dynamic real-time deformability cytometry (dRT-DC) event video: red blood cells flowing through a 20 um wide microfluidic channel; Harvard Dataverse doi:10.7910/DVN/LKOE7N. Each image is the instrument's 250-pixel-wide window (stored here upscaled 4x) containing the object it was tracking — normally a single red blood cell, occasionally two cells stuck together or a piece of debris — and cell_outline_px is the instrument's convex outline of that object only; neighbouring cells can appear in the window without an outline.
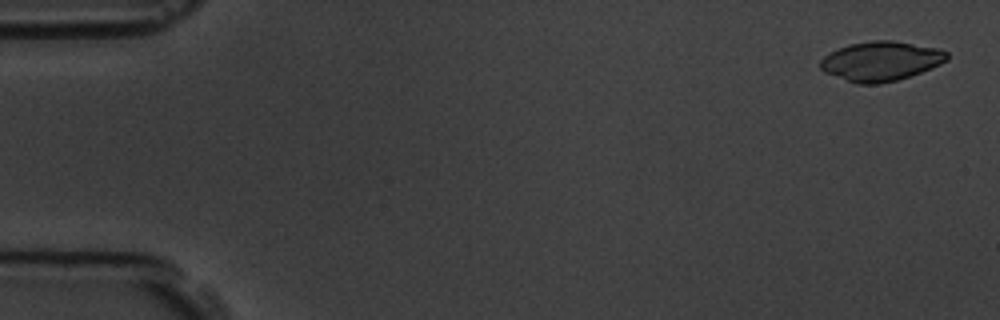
{"species": "common noctule bat (a hibernating species)", "species_latin": "Nyctalus noctula", "temperature_condition": "room temperature", "stored_images_in_passage": 5, "camera_frame_rate_fps": 3000, "um_per_image_px": 0.085, "animal": {"sex": "male", "body_mass_g": 19.5, "forearm_length_mm": 54.6}, "frame": {"image": 1, "passage_image": 1, "time_ms": 0.0, "image_size_px": [1000, 320], "cell_outline_px": [[948, 60], [940, 64], [920, 72], [896, 80], [880, 84], [856, 84], [824, 72], [820, 68], [820, 60], [824, 56], [848, 44], [872, 40], [892, 40], [940, 48], [948, 52]], "centroid_in_image_um": [74.88, 5.19], "position_along_channel_um": 10.1, "area_um2": 29.13}}